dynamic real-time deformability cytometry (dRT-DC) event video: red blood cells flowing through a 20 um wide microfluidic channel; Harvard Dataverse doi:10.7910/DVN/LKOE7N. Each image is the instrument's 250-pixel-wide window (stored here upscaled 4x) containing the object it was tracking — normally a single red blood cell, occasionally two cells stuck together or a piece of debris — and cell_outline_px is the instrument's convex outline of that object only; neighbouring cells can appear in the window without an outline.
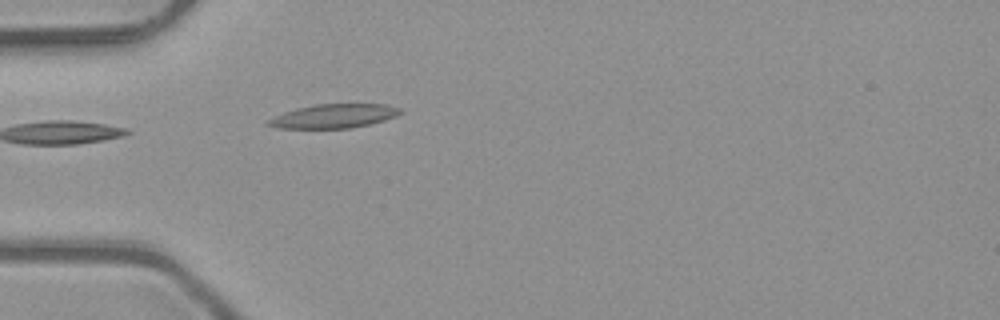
{"species": "common noctule bat (a hibernating species)", "species_latin": "Nyctalus noctula", "temperature_condition": "room temperature", "stored_images_in_passage": 2, "camera_frame_rate_fps": 3000, "um_per_image_px": 0.085, "animal": {"sex": "male", "body_mass_g": 23.1, "forearm_length_mm": 52.7}, "frame": {"image": 1, "passage_image": 2, "time_ms": 0.333, "image_size_px": [1000, 320], "cell_outline_px": [[400, 112], [396, 116], [384, 120], [352, 128], [276, 128], [264, 124], [264, 120], [284, 112], [296, 108], [316, 104], [384, 104], [400, 108]], "centroid_in_image_um": [28.29, 9.87], "position_along_channel_um": 56.7, "area_um2": 18.44}}